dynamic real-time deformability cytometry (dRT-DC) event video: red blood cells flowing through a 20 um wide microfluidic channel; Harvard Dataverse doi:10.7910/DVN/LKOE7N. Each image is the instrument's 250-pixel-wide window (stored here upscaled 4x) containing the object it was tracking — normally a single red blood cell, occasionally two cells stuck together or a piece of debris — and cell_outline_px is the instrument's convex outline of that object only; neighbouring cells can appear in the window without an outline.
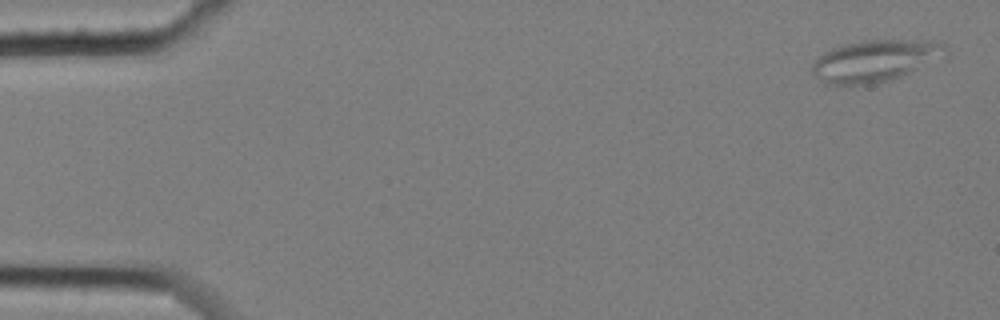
{"species": "common noctule bat (a hibernating species)", "species_latin": "Nyctalus noctula", "temperature_condition": "cold", "stored_images_in_passage": 6, "camera_frame_rate_fps": 3000, "um_per_image_px": 0.085, "animal": {"sex": "female", "body_mass_g": 25.1}, "frame": {"image": 1, "passage_image": 1, "time_ms": 0.0, "image_size_px": [1000, 320], "cell_outline_px": [[948, 56], [944, 60], [900, 76], [888, 80], [868, 84], [824, 84], [812, 72], [812, 64], [816, 56], [840, 44], [864, 40], [940, 40], [948, 44]], "centroid_in_image_um": [74.49, 5.13], "position_along_channel_um": 10.5, "area_um2": 33.29}}
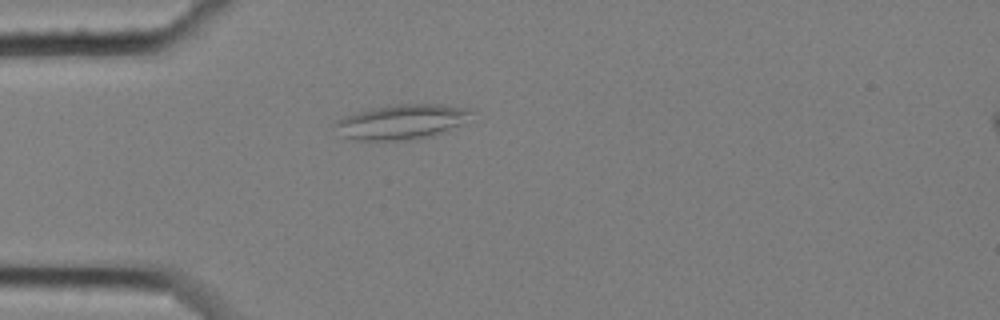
{"frame": {"image": 2, "passage_image": 5, "time_ms": 1.333, "image_size_px": [1000, 320], "cell_outline_px": [[472, 112], [448, 132], [416, 140], [352, 140], [340, 136], [332, 124], [336, 120], [344, 116], [372, 108], [396, 104], [440, 104], [472, 108]], "centroid_in_image_um": [34.08, 10.37], "position_along_channel_um": 50.9, "area_um2": 27.86}}